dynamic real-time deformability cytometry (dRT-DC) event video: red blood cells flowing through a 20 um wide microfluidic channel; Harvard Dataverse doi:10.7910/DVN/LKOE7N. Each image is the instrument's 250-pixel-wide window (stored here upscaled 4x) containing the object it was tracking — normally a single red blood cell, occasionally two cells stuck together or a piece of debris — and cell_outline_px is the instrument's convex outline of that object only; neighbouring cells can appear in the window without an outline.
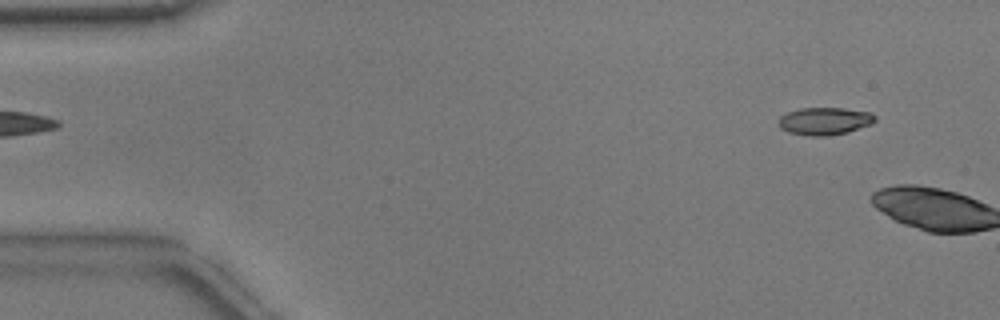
{"species": "common noctule bat (a hibernating species)", "species_latin": "Nyctalus noctula", "temperature_condition": "warm", "stored_images_in_passage": 6, "camera_frame_rate_fps": 3000, "um_per_image_px": 0.085, "animal": {"sex": "male", "body_mass_g": 17.9}, "frame": {"image": 1, "passage_image": 4, "time_ms": 1.0, "image_size_px": [1000, 320], "cell_outline_px": [[876, 120], [872, 124], [848, 132], [828, 136], [808, 136], [788, 132], [780, 128], [776, 120], [780, 116], [788, 112], [800, 108], [844, 108], [872, 112], [876, 116]], "centroid_in_image_um": [70.09, 10.29], "position_along_channel_um": 14.9, "area_um2": 15.78}}